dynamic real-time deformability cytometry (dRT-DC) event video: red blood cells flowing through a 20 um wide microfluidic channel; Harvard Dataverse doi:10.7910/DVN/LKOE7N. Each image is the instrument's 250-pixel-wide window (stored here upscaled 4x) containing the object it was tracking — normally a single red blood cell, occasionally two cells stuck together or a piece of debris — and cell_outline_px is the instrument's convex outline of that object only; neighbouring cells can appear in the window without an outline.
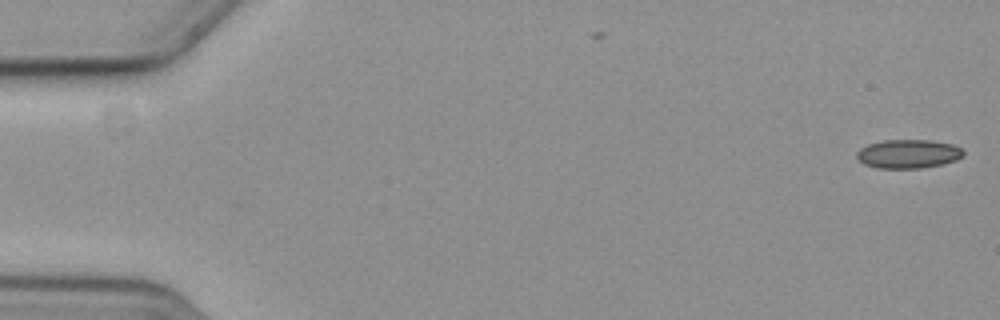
{"species": "common noctule bat (a hibernating species)", "species_latin": "Nyctalus noctula", "temperature_condition": "cold", "stored_images_in_passage": 58, "camera_frame_rate_fps": 3000, "um_per_image_px": 0.085, "animal": {"sex": "female", "body_mass_g": 19.3, "forearm_length_mm": 54.1}, "frame": {"image": 1, "passage_image": 1, "time_ms": 0.0, "image_size_px": [1000, 320], "cell_outline_px": [[964, 156], [956, 160], [944, 164], [920, 168], [876, 168], [864, 164], [856, 156], [856, 152], [860, 148], [868, 144], [884, 140], [932, 140], [952, 144], [960, 148], [964, 152]], "centroid_in_image_um": [77.21, 13.08], "position_along_channel_um": 7.8, "area_um2": 17.98}}
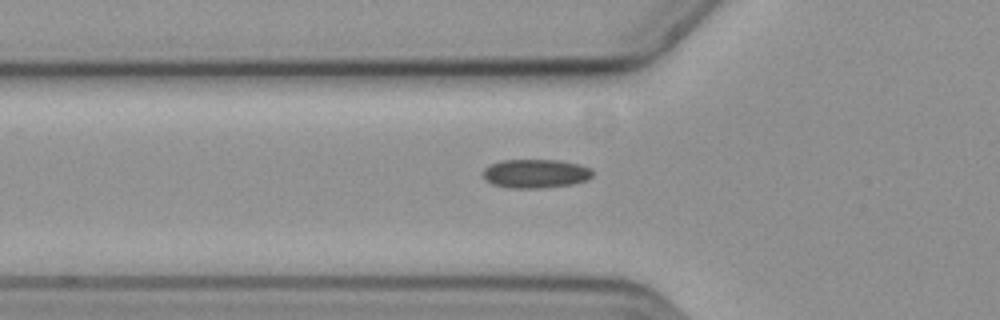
{"frame": {"image": 2, "passage_image": 20, "time_ms": 6.333, "image_size_px": [1000, 320], "cell_outline_px": [[592, 176], [588, 180], [572, 184], [544, 188], [508, 188], [492, 184], [484, 180], [480, 172], [484, 168], [500, 160], [560, 160], [580, 164], [592, 168]], "centroid_in_image_um": [45.5, 14.76], "position_along_channel_um": 80.3, "area_um2": 18.79}}
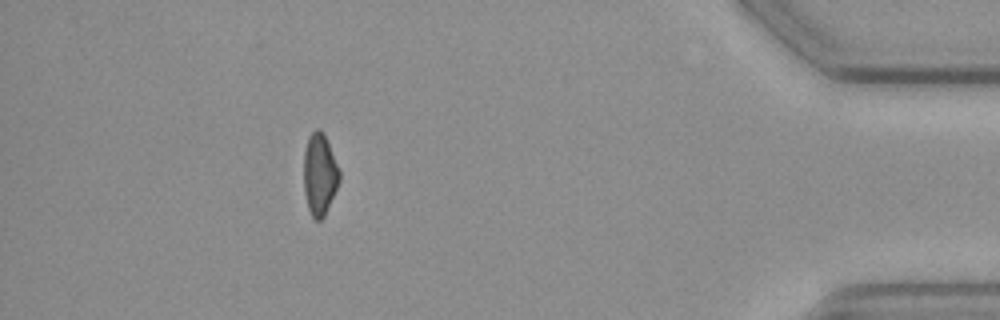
{"frame": {"image": 3, "passage_image": 52, "time_ms": 17.0, "image_size_px": [1000, 320], "cell_outline_px": [[340, 180], [324, 216], [320, 220], [316, 220], [312, 216], [308, 208], [304, 192], [304, 152], [308, 136], [316, 128], [320, 128], [324, 132], [340, 168]], "centroid_in_image_um": [27.18, 14.76], "position_along_channel_um": 408.0, "area_um2": 17.17}, "authors_computed_cell_mechanics": {"area_um2": 18.0336, "velocity_mm_per_s": 3.5954, "shape_relaxation_time_tau1_ms": null, "shape_relaxation_time_tau2_ms": 8.0881, "deformation_change_tau1": null, "deformation_change_tau2": 0.1199}}